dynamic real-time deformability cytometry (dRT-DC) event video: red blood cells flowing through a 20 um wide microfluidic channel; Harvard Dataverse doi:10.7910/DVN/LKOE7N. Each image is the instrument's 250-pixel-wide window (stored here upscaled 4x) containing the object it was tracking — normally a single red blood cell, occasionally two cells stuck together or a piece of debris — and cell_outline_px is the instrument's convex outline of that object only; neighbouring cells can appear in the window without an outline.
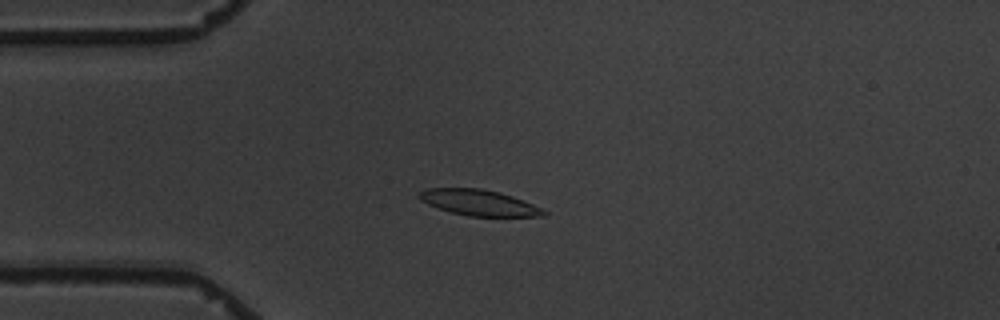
{"species": "common noctule bat (a hibernating species)", "species_latin": "Nyctalus noctula", "temperature_condition": "warm", "stored_images_in_passage": 9, "camera_frame_rate_fps": 3000, "um_per_image_px": 0.085, "animal": {"sex": "male", "body_mass_g": 19.5, "forearm_length_mm": 54.6}, "frame": {"image": 1, "passage_image": 4, "time_ms": 4.0, "image_size_px": [1000, 320], "cell_outline_px": [[548, 212], [544, 216], [468, 216], [452, 212], [428, 204], [420, 200], [416, 196], [424, 188], [480, 188], [500, 192], [512, 196], [532, 204]], "centroid_in_image_um": [40.67, 17.21], "position_along_channel_um": 44.3, "area_um2": 18.61}}
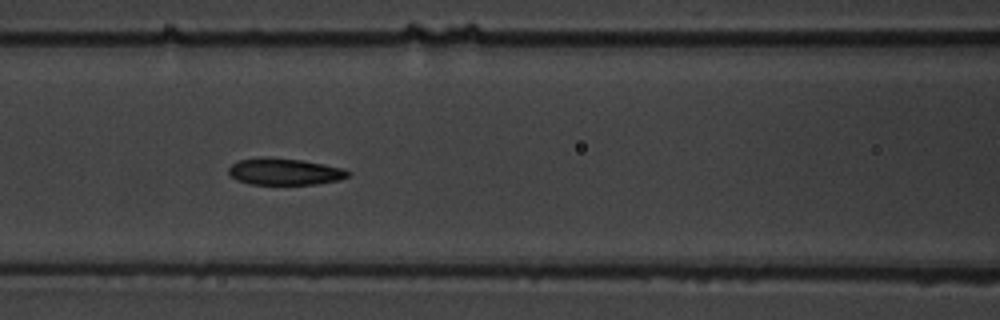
{"frame": {"image": 2, "passage_image": 7, "time_ms": 7.333, "image_size_px": [1000, 320], "cell_outline_px": [[352, 172], [348, 176], [340, 180], [316, 184], [248, 184], [236, 180], [228, 172], [228, 168], [232, 164], [240, 160], [260, 156], [300, 160], [324, 164], [344, 168]], "centroid_in_image_um": [24.19, 14.59], "position_along_channel_um": 142.4, "area_um2": 18.67}}
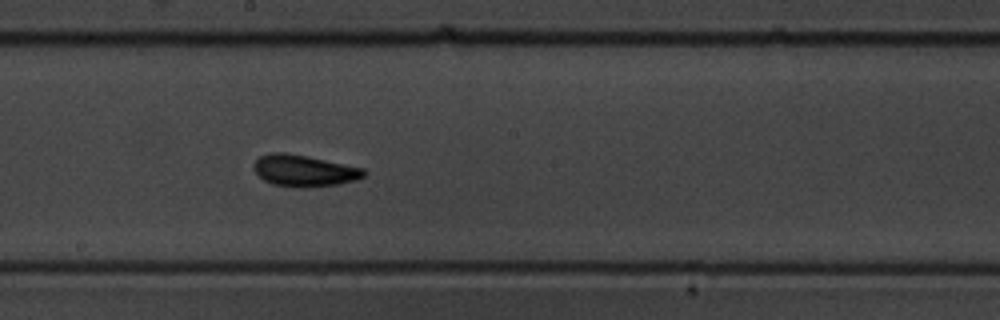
{"frame": {"image": 3, "passage_image": 9, "time_ms": 9.667, "image_size_px": [1000, 320], "cell_outline_px": [[368, 172], [364, 176], [356, 180], [340, 184], [296, 188], [272, 184], [264, 180], [252, 168], [252, 164], [260, 156], [272, 152], [284, 152], [308, 156], [364, 168]], "centroid_in_image_um": [25.85, 14.51], "position_along_channel_um": 222.3, "area_um2": 20.4}}